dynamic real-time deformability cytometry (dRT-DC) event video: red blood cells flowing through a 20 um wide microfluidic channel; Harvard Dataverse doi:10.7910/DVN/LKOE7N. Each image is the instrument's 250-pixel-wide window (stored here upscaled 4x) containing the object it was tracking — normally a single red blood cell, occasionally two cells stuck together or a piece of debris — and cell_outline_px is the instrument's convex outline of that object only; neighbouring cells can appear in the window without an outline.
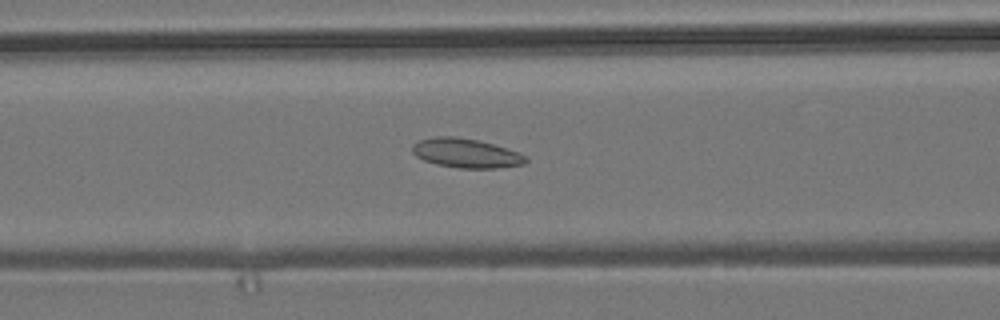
{"species": "common noctule bat (a hibernating species)", "species_latin": "Nyctalus noctula", "temperature_condition": "room temperature", "stored_images_in_passage": 44, "camera_frame_rate_fps": 3000, "um_per_image_px": 0.085, "animal": {"sex": "male", "body_mass_g": 19.2, "forearm_length_mm": 51.8}, "frame": {"image": 1, "passage_image": 21, "time_ms": 6.667, "image_size_px": [1000, 320], "cell_outline_px": [[528, 160], [524, 164], [496, 168], [460, 168], [436, 164], [424, 160], [416, 156], [412, 152], [412, 144], [420, 140], [436, 136], [456, 136], [476, 140], [492, 144], [520, 152]], "centroid_in_image_um": [39.59, 13.02], "position_along_channel_um": 127.0, "area_um2": 19.25}}
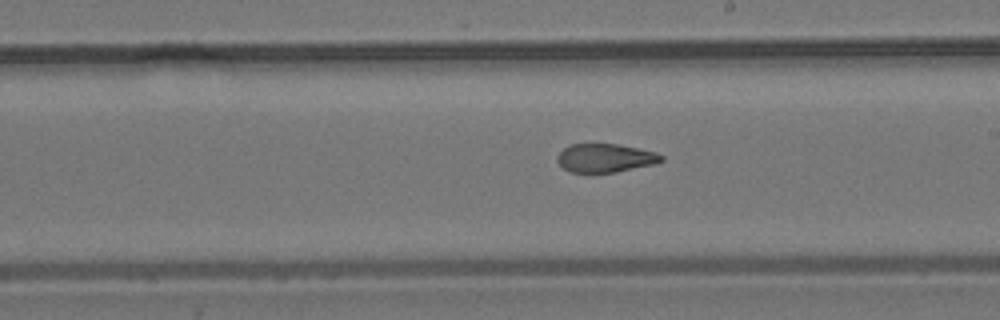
{"frame": {"image": 2, "passage_image": 30, "time_ms": 9.667, "image_size_px": [1000, 320], "cell_outline_px": [[664, 160], [656, 164], [616, 172], [568, 172], [556, 160], [556, 156], [568, 144], [620, 144], [656, 152], [664, 156]], "centroid_in_image_um": [51.46, 13.42], "position_along_channel_um": 237.5, "area_um2": 17.46}}
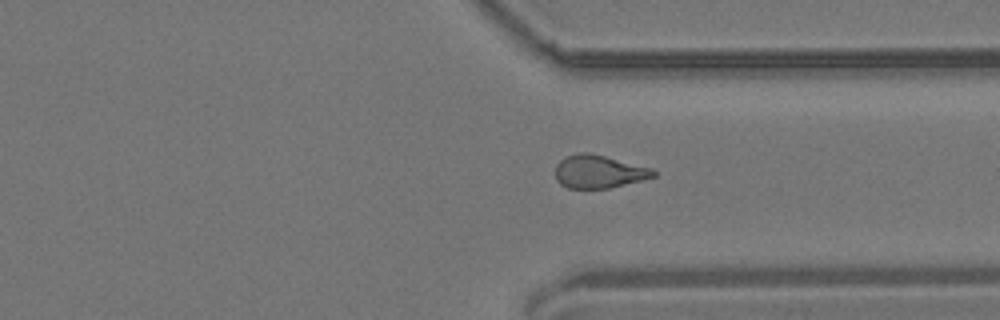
{"frame": {"image": 3, "passage_image": 40, "time_ms": 13.0, "image_size_px": [1000, 320], "cell_outline_px": [[656, 176], [608, 188], [568, 188], [560, 184], [556, 180], [556, 164], [560, 160], [568, 156], [580, 152], [588, 152], [652, 168], [656, 172]], "centroid_in_image_um": [50.87, 14.59], "position_along_channel_um": 360.5, "area_um2": 18.61}}